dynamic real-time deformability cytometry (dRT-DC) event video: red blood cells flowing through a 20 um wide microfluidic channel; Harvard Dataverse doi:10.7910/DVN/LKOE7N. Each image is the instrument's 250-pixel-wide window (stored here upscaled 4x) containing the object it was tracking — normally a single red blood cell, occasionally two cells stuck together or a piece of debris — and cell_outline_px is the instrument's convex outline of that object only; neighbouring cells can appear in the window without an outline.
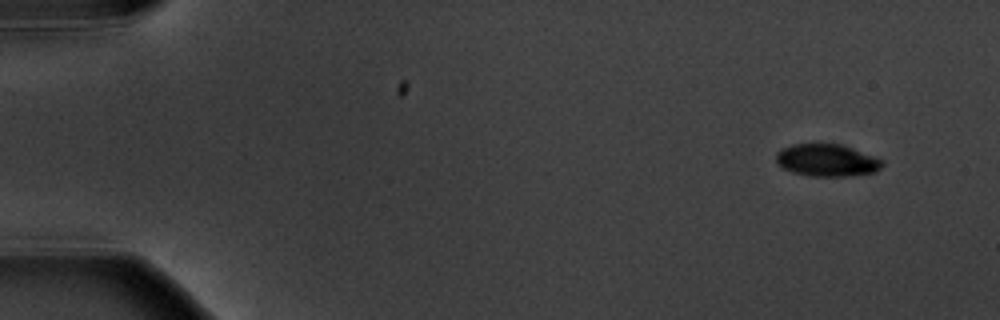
{"species": "common noctule bat (a hibernating species)", "species_latin": "Nyctalus noctula", "temperature_condition": "warm", "stored_images_in_passage": 9, "camera_frame_rate_fps": 3000, "um_per_image_px": 0.085, "animal": {"sex": "male", "body_mass_g": 20.1, "forearm_length_mm": 53.5}, "frame": {"image": 1, "passage_image": 1, "time_ms": 0.0, "image_size_px": [1000, 320], "cell_outline_px": [[884, 164], [880, 168], [872, 172], [844, 176], [812, 176], [792, 172], [784, 168], [776, 160], [776, 152], [792, 144], [840, 144], [852, 148], [884, 160]], "centroid_in_image_um": [70.28, 13.62], "position_along_channel_um": 14.7, "area_um2": 19.65}}
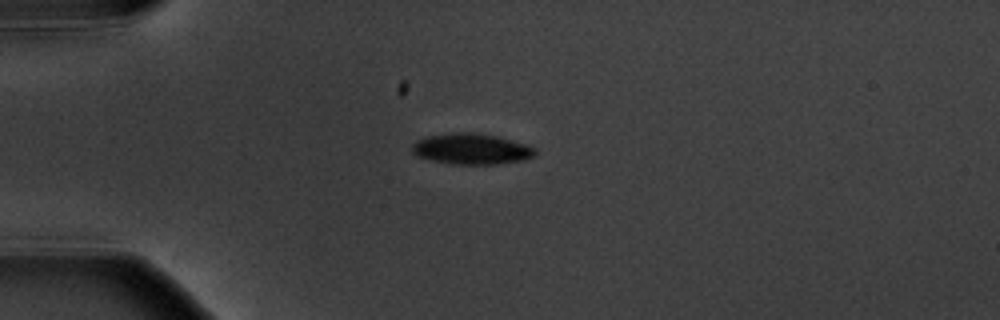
{"frame": {"image": 2, "passage_image": 4, "time_ms": 3.667, "image_size_px": [1000, 320], "cell_outline_px": [[536, 156], [524, 160], [500, 164], [452, 164], [432, 160], [416, 156], [412, 152], [412, 144], [416, 140], [428, 136], [452, 132], [476, 132], [500, 136], [528, 144], [536, 148]], "centroid_in_image_um": [40.12, 12.65], "position_along_channel_um": 44.9, "area_um2": 22.6}}
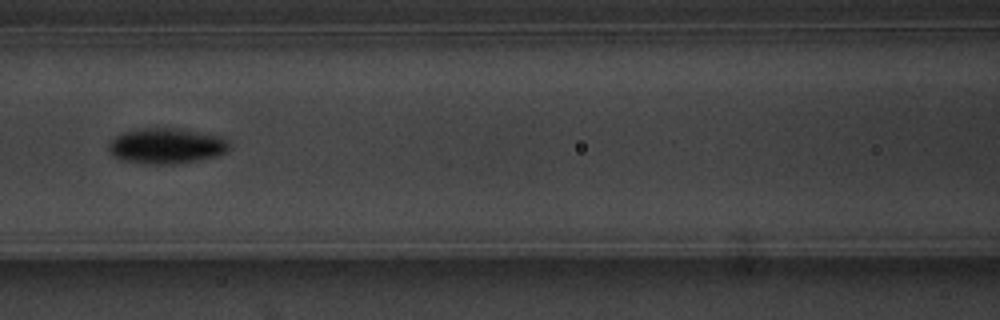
{"frame": {"image": 3, "passage_image": 7, "time_ms": 7.333, "image_size_px": [1000, 320], "cell_outline_px": [[228, 152], [216, 156], [176, 164], [148, 164], [120, 160], [112, 156], [108, 152], [108, 144], [116, 136], [124, 132], [144, 128], [180, 128], [224, 136], [228, 140]], "centroid_in_image_um": [14.15, 12.4], "position_along_channel_um": 152.5, "area_um2": 25.26}}